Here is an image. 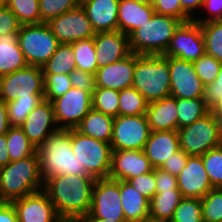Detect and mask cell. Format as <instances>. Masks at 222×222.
I'll list each match as a JSON object with an SVG mask.
<instances>
[{
	"instance_id": "5",
	"label": "cell",
	"mask_w": 222,
	"mask_h": 222,
	"mask_svg": "<svg viewBox=\"0 0 222 222\" xmlns=\"http://www.w3.org/2000/svg\"><path fill=\"white\" fill-rule=\"evenodd\" d=\"M181 23L182 21L175 17L155 13L149 21L129 36L131 52L162 55Z\"/></svg>"
},
{
	"instance_id": "40",
	"label": "cell",
	"mask_w": 222,
	"mask_h": 222,
	"mask_svg": "<svg viewBox=\"0 0 222 222\" xmlns=\"http://www.w3.org/2000/svg\"><path fill=\"white\" fill-rule=\"evenodd\" d=\"M213 188H222V145L201 155Z\"/></svg>"
},
{
	"instance_id": "24",
	"label": "cell",
	"mask_w": 222,
	"mask_h": 222,
	"mask_svg": "<svg viewBox=\"0 0 222 222\" xmlns=\"http://www.w3.org/2000/svg\"><path fill=\"white\" fill-rule=\"evenodd\" d=\"M178 108L176 98L165 97L148 104L145 113L151 131H168L178 129Z\"/></svg>"
},
{
	"instance_id": "49",
	"label": "cell",
	"mask_w": 222,
	"mask_h": 222,
	"mask_svg": "<svg viewBox=\"0 0 222 222\" xmlns=\"http://www.w3.org/2000/svg\"><path fill=\"white\" fill-rule=\"evenodd\" d=\"M222 96V66L215 80L204 87L203 99L211 108Z\"/></svg>"
},
{
	"instance_id": "60",
	"label": "cell",
	"mask_w": 222,
	"mask_h": 222,
	"mask_svg": "<svg viewBox=\"0 0 222 222\" xmlns=\"http://www.w3.org/2000/svg\"><path fill=\"white\" fill-rule=\"evenodd\" d=\"M142 222H165V221H159V220L148 218V219L143 220Z\"/></svg>"
},
{
	"instance_id": "34",
	"label": "cell",
	"mask_w": 222,
	"mask_h": 222,
	"mask_svg": "<svg viewBox=\"0 0 222 222\" xmlns=\"http://www.w3.org/2000/svg\"><path fill=\"white\" fill-rule=\"evenodd\" d=\"M149 102L132 86L119 93V115L136 116L145 114Z\"/></svg>"
},
{
	"instance_id": "33",
	"label": "cell",
	"mask_w": 222,
	"mask_h": 222,
	"mask_svg": "<svg viewBox=\"0 0 222 222\" xmlns=\"http://www.w3.org/2000/svg\"><path fill=\"white\" fill-rule=\"evenodd\" d=\"M76 69L96 74L97 60L93 37L71 43Z\"/></svg>"
},
{
	"instance_id": "21",
	"label": "cell",
	"mask_w": 222,
	"mask_h": 222,
	"mask_svg": "<svg viewBox=\"0 0 222 222\" xmlns=\"http://www.w3.org/2000/svg\"><path fill=\"white\" fill-rule=\"evenodd\" d=\"M136 54L131 53L126 58L98 68L96 71L97 88H108L121 91L132 87Z\"/></svg>"
},
{
	"instance_id": "62",
	"label": "cell",
	"mask_w": 222,
	"mask_h": 222,
	"mask_svg": "<svg viewBox=\"0 0 222 222\" xmlns=\"http://www.w3.org/2000/svg\"><path fill=\"white\" fill-rule=\"evenodd\" d=\"M6 201L3 199L2 195L0 194V207L5 203Z\"/></svg>"
},
{
	"instance_id": "31",
	"label": "cell",
	"mask_w": 222,
	"mask_h": 222,
	"mask_svg": "<svg viewBox=\"0 0 222 222\" xmlns=\"http://www.w3.org/2000/svg\"><path fill=\"white\" fill-rule=\"evenodd\" d=\"M178 108V129L193 124L210 112V107L203 98H176Z\"/></svg>"
},
{
	"instance_id": "39",
	"label": "cell",
	"mask_w": 222,
	"mask_h": 222,
	"mask_svg": "<svg viewBox=\"0 0 222 222\" xmlns=\"http://www.w3.org/2000/svg\"><path fill=\"white\" fill-rule=\"evenodd\" d=\"M170 222H203L201 199L183 197Z\"/></svg>"
},
{
	"instance_id": "10",
	"label": "cell",
	"mask_w": 222,
	"mask_h": 222,
	"mask_svg": "<svg viewBox=\"0 0 222 222\" xmlns=\"http://www.w3.org/2000/svg\"><path fill=\"white\" fill-rule=\"evenodd\" d=\"M151 130L145 114L114 117L112 150H143Z\"/></svg>"
},
{
	"instance_id": "9",
	"label": "cell",
	"mask_w": 222,
	"mask_h": 222,
	"mask_svg": "<svg viewBox=\"0 0 222 222\" xmlns=\"http://www.w3.org/2000/svg\"><path fill=\"white\" fill-rule=\"evenodd\" d=\"M44 84L42 68L28 65L0 76V100L8 103L20 97H44Z\"/></svg>"
},
{
	"instance_id": "17",
	"label": "cell",
	"mask_w": 222,
	"mask_h": 222,
	"mask_svg": "<svg viewBox=\"0 0 222 222\" xmlns=\"http://www.w3.org/2000/svg\"><path fill=\"white\" fill-rule=\"evenodd\" d=\"M56 125L53 105L51 101L44 99L19 127L30 142L38 148L54 131L59 129Z\"/></svg>"
},
{
	"instance_id": "59",
	"label": "cell",
	"mask_w": 222,
	"mask_h": 222,
	"mask_svg": "<svg viewBox=\"0 0 222 222\" xmlns=\"http://www.w3.org/2000/svg\"><path fill=\"white\" fill-rule=\"evenodd\" d=\"M135 1L141 4H145V5H150V6L153 5V0H135Z\"/></svg>"
},
{
	"instance_id": "52",
	"label": "cell",
	"mask_w": 222,
	"mask_h": 222,
	"mask_svg": "<svg viewBox=\"0 0 222 222\" xmlns=\"http://www.w3.org/2000/svg\"><path fill=\"white\" fill-rule=\"evenodd\" d=\"M206 11L209 12L211 16L206 18H193L197 23H205L208 21H218L222 20V0H204L203 6Z\"/></svg>"
},
{
	"instance_id": "3",
	"label": "cell",
	"mask_w": 222,
	"mask_h": 222,
	"mask_svg": "<svg viewBox=\"0 0 222 222\" xmlns=\"http://www.w3.org/2000/svg\"><path fill=\"white\" fill-rule=\"evenodd\" d=\"M38 153L0 167V194L6 202L42 190Z\"/></svg>"
},
{
	"instance_id": "20",
	"label": "cell",
	"mask_w": 222,
	"mask_h": 222,
	"mask_svg": "<svg viewBox=\"0 0 222 222\" xmlns=\"http://www.w3.org/2000/svg\"><path fill=\"white\" fill-rule=\"evenodd\" d=\"M154 170L143 150H112L111 170L108 178L125 180Z\"/></svg>"
},
{
	"instance_id": "54",
	"label": "cell",
	"mask_w": 222,
	"mask_h": 222,
	"mask_svg": "<svg viewBox=\"0 0 222 222\" xmlns=\"http://www.w3.org/2000/svg\"><path fill=\"white\" fill-rule=\"evenodd\" d=\"M10 127L6 103L0 100V135L6 134Z\"/></svg>"
},
{
	"instance_id": "38",
	"label": "cell",
	"mask_w": 222,
	"mask_h": 222,
	"mask_svg": "<svg viewBox=\"0 0 222 222\" xmlns=\"http://www.w3.org/2000/svg\"><path fill=\"white\" fill-rule=\"evenodd\" d=\"M120 91L108 88H96L92 93V108L113 117L119 115Z\"/></svg>"
},
{
	"instance_id": "1",
	"label": "cell",
	"mask_w": 222,
	"mask_h": 222,
	"mask_svg": "<svg viewBox=\"0 0 222 222\" xmlns=\"http://www.w3.org/2000/svg\"><path fill=\"white\" fill-rule=\"evenodd\" d=\"M96 178L91 175H56L44 182L43 190L65 221L77 222L89 213Z\"/></svg>"
},
{
	"instance_id": "25",
	"label": "cell",
	"mask_w": 222,
	"mask_h": 222,
	"mask_svg": "<svg viewBox=\"0 0 222 222\" xmlns=\"http://www.w3.org/2000/svg\"><path fill=\"white\" fill-rule=\"evenodd\" d=\"M155 14L153 6L135 0H119L118 30L130 36Z\"/></svg>"
},
{
	"instance_id": "45",
	"label": "cell",
	"mask_w": 222,
	"mask_h": 222,
	"mask_svg": "<svg viewBox=\"0 0 222 222\" xmlns=\"http://www.w3.org/2000/svg\"><path fill=\"white\" fill-rule=\"evenodd\" d=\"M155 13L180 19L182 22L192 18L182 9L180 0H153Z\"/></svg>"
},
{
	"instance_id": "27",
	"label": "cell",
	"mask_w": 222,
	"mask_h": 222,
	"mask_svg": "<svg viewBox=\"0 0 222 222\" xmlns=\"http://www.w3.org/2000/svg\"><path fill=\"white\" fill-rule=\"evenodd\" d=\"M28 66L18 42V33L0 35V76Z\"/></svg>"
},
{
	"instance_id": "7",
	"label": "cell",
	"mask_w": 222,
	"mask_h": 222,
	"mask_svg": "<svg viewBox=\"0 0 222 222\" xmlns=\"http://www.w3.org/2000/svg\"><path fill=\"white\" fill-rule=\"evenodd\" d=\"M71 145L75 158L94 178H108L111 170L112 147L110 143L82 135L71 129Z\"/></svg>"
},
{
	"instance_id": "55",
	"label": "cell",
	"mask_w": 222,
	"mask_h": 222,
	"mask_svg": "<svg viewBox=\"0 0 222 222\" xmlns=\"http://www.w3.org/2000/svg\"><path fill=\"white\" fill-rule=\"evenodd\" d=\"M10 162L6 134H2L0 135V167L6 166Z\"/></svg>"
},
{
	"instance_id": "19",
	"label": "cell",
	"mask_w": 222,
	"mask_h": 222,
	"mask_svg": "<svg viewBox=\"0 0 222 222\" xmlns=\"http://www.w3.org/2000/svg\"><path fill=\"white\" fill-rule=\"evenodd\" d=\"M93 39L97 69L120 61L132 53L129 36L119 30L96 32Z\"/></svg>"
},
{
	"instance_id": "56",
	"label": "cell",
	"mask_w": 222,
	"mask_h": 222,
	"mask_svg": "<svg viewBox=\"0 0 222 222\" xmlns=\"http://www.w3.org/2000/svg\"><path fill=\"white\" fill-rule=\"evenodd\" d=\"M204 0H180L182 9L193 19V12L198 7L202 8Z\"/></svg>"
},
{
	"instance_id": "36",
	"label": "cell",
	"mask_w": 222,
	"mask_h": 222,
	"mask_svg": "<svg viewBox=\"0 0 222 222\" xmlns=\"http://www.w3.org/2000/svg\"><path fill=\"white\" fill-rule=\"evenodd\" d=\"M43 100L44 97H20L6 103L10 126L19 127Z\"/></svg>"
},
{
	"instance_id": "4",
	"label": "cell",
	"mask_w": 222,
	"mask_h": 222,
	"mask_svg": "<svg viewBox=\"0 0 222 222\" xmlns=\"http://www.w3.org/2000/svg\"><path fill=\"white\" fill-rule=\"evenodd\" d=\"M168 56L136 54L132 86L150 103L171 96Z\"/></svg>"
},
{
	"instance_id": "43",
	"label": "cell",
	"mask_w": 222,
	"mask_h": 222,
	"mask_svg": "<svg viewBox=\"0 0 222 222\" xmlns=\"http://www.w3.org/2000/svg\"><path fill=\"white\" fill-rule=\"evenodd\" d=\"M44 75V99L52 101L64 95L72 83L67 74H43Z\"/></svg>"
},
{
	"instance_id": "46",
	"label": "cell",
	"mask_w": 222,
	"mask_h": 222,
	"mask_svg": "<svg viewBox=\"0 0 222 222\" xmlns=\"http://www.w3.org/2000/svg\"><path fill=\"white\" fill-rule=\"evenodd\" d=\"M127 181L149 201L156 194L155 169Z\"/></svg>"
},
{
	"instance_id": "58",
	"label": "cell",
	"mask_w": 222,
	"mask_h": 222,
	"mask_svg": "<svg viewBox=\"0 0 222 222\" xmlns=\"http://www.w3.org/2000/svg\"><path fill=\"white\" fill-rule=\"evenodd\" d=\"M210 111L222 122V96H221V98L210 108Z\"/></svg>"
},
{
	"instance_id": "30",
	"label": "cell",
	"mask_w": 222,
	"mask_h": 222,
	"mask_svg": "<svg viewBox=\"0 0 222 222\" xmlns=\"http://www.w3.org/2000/svg\"><path fill=\"white\" fill-rule=\"evenodd\" d=\"M74 51L71 44H59L55 53L41 67L43 74H67L76 69Z\"/></svg>"
},
{
	"instance_id": "26",
	"label": "cell",
	"mask_w": 222,
	"mask_h": 222,
	"mask_svg": "<svg viewBox=\"0 0 222 222\" xmlns=\"http://www.w3.org/2000/svg\"><path fill=\"white\" fill-rule=\"evenodd\" d=\"M120 200L127 222H142L149 218L150 201L128 181L120 180Z\"/></svg>"
},
{
	"instance_id": "14",
	"label": "cell",
	"mask_w": 222,
	"mask_h": 222,
	"mask_svg": "<svg viewBox=\"0 0 222 222\" xmlns=\"http://www.w3.org/2000/svg\"><path fill=\"white\" fill-rule=\"evenodd\" d=\"M46 24L61 44H71L94 37L96 34L81 5L49 20Z\"/></svg>"
},
{
	"instance_id": "41",
	"label": "cell",
	"mask_w": 222,
	"mask_h": 222,
	"mask_svg": "<svg viewBox=\"0 0 222 222\" xmlns=\"http://www.w3.org/2000/svg\"><path fill=\"white\" fill-rule=\"evenodd\" d=\"M203 222H222V188L211 189L201 198Z\"/></svg>"
},
{
	"instance_id": "37",
	"label": "cell",
	"mask_w": 222,
	"mask_h": 222,
	"mask_svg": "<svg viewBox=\"0 0 222 222\" xmlns=\"http://www.w3.org/2000/svg\"><path fill=\"white\" fill-rule=\"evenodd\" d=\"M7 7L21 25L41 24L39 0H10Z\"/></svg>"
},
{
	"instance_id": "61",
	"label": "cell",
	"mask_w": 222,
	"mask_h": 222,
	"mask_svg": "<svg viewBox=\"0 0 222 222\" xmlns=\"http://www.w3.org/2000/svg\"><path fill=\"white\" fill-rule=\"evenodd\" d=\"M10 0H0V6H7Z\"/></svg>"
},
{
	"instance_id": "18",
	"label": "cell",
	"mask_w": 222,
	"mask_h": 222,
	"mask_svg": "<svg viewBox=\"0 0 222 222\" xmlns=\"http://www.w3.org/2000/svg\"><path fill=\"white\" fill-rule=\"evenodd\" d=\"M178 189L182 197H204L213 189L201 156L189 155L186 166L177 176Z\"/></svg>"
},
{
	"instance_id": "2",
	"label": "cell",
	"mask_w": 222,
	"mask_h": 222,
	"mask_svg": "<svg viewBox=\"0 0 222 222\" xmlns=\"http://www.w3.org/2000/svg\"><path fill=\"white\" fill-rule=\"evenodd\" d=\"M40 173L45 182L56 175H90L75 158L71 145V129L59 128L37 148Z\"/></svg>"
},
{
	"instance_id": "13",
	"label": "cell",
	"mask_w": 222,
	"mask_h": 222,
	"mask_svg": "<svg viewBox=\"0 0 222 222\" xmlns=\"http://www.w3.org/2000/svg\"><path fill=\"white\" fill-rule=\"evenodd\" d=\"M84 216L107 220H125L120 200V180L97 179L92 191L89 213Z\"/></svg>"
},
{
	"instance_id": "51",
	"label": "cell",
	"mask_w": 222,
	"mask_h": 222,
	"mask_svg": "<svg viewBox=\"0 0 222 222\" xmlns=\"http://www.w3.org/2000/svg\"><path fill=\"white\" fill-rule=\"evenodd\" d=\"M156 192L178 189L177 177L162 168H155Z\"/></svg>"
},
{
	"instance_id": "11",
	"label": "cell",
	"mask_w": 222,
	"mask_h": 222,
	"mask_svg": "<svg viewBox=\"0 0 222 222\" xmlns=\"http://www.w3.org/2000/svg\"><path fill=\"white\" fill-rule=\"evenodd\" d=\"M92 93L72 87L64 95L52 100L57 126L75 129L92 109Z\"/></svg>"
},
{
	"instance_id": "50",
	"label": "cell",
	"mask_w": 222,
	"mask_h": 222,
	"mask_svg": "<svg viewBox=\"0 0 222 222\" xmlns=\"http://www.w3.org/2000/svg\"><path fill=\"white\" fill-rule=\"evenodd\" d=\"M188 156L189 155L180 149L171 154V157L167 159L160 168L177 177L180 171L186 166Z\"/></svg>"
},
{
	"instance_id": "16",
	"label": "cell",
	"mask_w": 222,
	"mask_h": 222,
	"mask_svg": "<svg viewBox=\"0 0 222 222\" xmlns=\"http://www.w3.org/2000/svg\"><path fill=\"white\" fill-rule=\"evenodd\" d=\"M19 222H61L46 192L42 189L11 202Z\"/></svg>"
},
{
	"instance_id": "57",
	"label": "cell",
	"mask_w": 222,
	"mask_h": 222,
	"mask_svg": "<svg viewBox=\"0 0 222 222\" xmlns=\"http://www.w3.org/2000/svg\"><path fill=\"white\" fill-rule=\"evenodd\" d=\"M77 222H127L126 220H107L94 216H83Z\"/></svg>"
},
{
	"instance_id": "6",
	"label": "cell",
	"mask_w": 222,
	"mask_h": 222,
	"mask_svg": "<svg viewBox=\"0 0 222 222\" xmlns=\"http://www.w3.org/2000/svg\"><path fill=\"white\" fill-rule=\"evenodd\" d=\"M177 132L180 149L187 155L201 156L222 145V122L211 111Z\"/></svg>"
},
{
	"instance_id": "15",
	"label": "cell",
	"mask_w": 222,
	"mask_h": 222,
	"mask_svg": "<svg viewBox=\"0 0 222 222\" xmlns=\"http://www.w3.org/2000/svg\"><path fill=\"white\" fill-rule=\"evenodd\" d=\"M170 93L175 98H202L205 84L197 76L193 62L168 57Z\"/></svg>"
},
{
	"instance_id": "35",
	"label": "cell",
	"mask_w": 222,
	"mask_h": 222,
	"mask_svg": "<svg viewBox=\"0 0 222 222\" xmlns=\"http://www.w3.org/2000/svg\"><path fill=\"white\" fill-rule=\"evenodd\" d=\"M206 54L222 62V20L201 23Z\"/></svg>"
},
{
	"instance_id": "23",
	"label": "cell",
	"mask_w": 222,
	"mask_h": 222,
	"mask_svg": "<svg viewBox=\"0 0 222 222\" xmlns=\"http://www.w3.org/2000/svg\"><path fill=\"white\" fill-rule=\"evenodd\" d=\"M178 150L180 144L177 130L151 131L143 149L154 169L160 168Z\"/></svg>"
},
{
	"instance_id": "47",
	"label": "cell",
	"mask_w": 222,
	"mask_h": 222,
	"mask_svg": "<svg viewBox=\"0 0 222 222\" xmlns=\"http://www.w3.org/2000/svg\"><path fill=\"white\" fill-rule=\"evenodd\" d=\"M72 87L84 91H94L96 86V75L79 69H74L69 74Z\"/></svg>"
},
{
	"instance_id": "28",
	"label": "cell",
	"mask_w": 222,
	"mask_h": 222,
	"mask_svg": "<svg viewBox=\"0 0 222 222\" xmlns=\"http://www.w3.org/2000/svg\"><path fill=\"white\" fill-rule=\"evenodd\" d=\"M113 123V116L103 114L92 108L75 129L82 135L110 143Z\"/></svg>"
},
{
	"instance_id": "48",
	"label": "cell",
	"mask_w": 222,
	"mask_h": 222,
	"mask_svg": "<svg viewBox=\"0 0 222 222\" xmlns=\"http://www.w3.org/2000/svg\"><path fill=\"white\" fill-rule=\"evenodd\" d=\"M21 24L7 6H0V35L18 33Z\"/></svg>"
},
{
	"instance_id": "44",
	"label": "cell",
	"mask_w": 222,
	"mask_h": 222,
	"mask_svg": "<svg viewBox=\"0 0 222 222\" xmlns=\"http://www.w3.org/2000/svg\"><path fill=\"white\" fill-rule=\"evenodd\" d=\"M193 65L197 76L207 85L218 76L222 62L205 53L198 60H195Z\"/></svg>"
},
{
	"instance_id": "53",
	"label": "cell",
	"mask_w": 222,
	"mask_h": 222,
	"mask_svg": "<svg viewBox=\"0 0 222 222\" xmlns=\"http://www.w3.org/2000/svg\"><path fill=\"white\" fill-rule=\"evenodd\" d=\"M0 222H19L16 210L11 202H5L0 207Z\"/></svg>"
},
{
	"instance_id": "22",
	"label": "cell",
	"mask_w": 222,
	"mask_h": 222,
	"mask_svg": "<svg viewBox=\"0 0 222 222\" xmlns=\"http://www.w3.org/2000/svg\"><path fill=\"white\" fill-rule=\"evenodd\" d=\"M95 32L118 30L119 0H81Z\"/></svg>"
},
{
	"instance_id": "32",
	"label": "cell",
	"mask_w": 222,
	"mask_h": 222,
	"mask_svg": "<svg viewBox=\"0 0 222 222\" xmlns=\"http://www.w3.org/2000/svg\"><path fill=\"white\" fill-rule=\"evenodd\" d=\"M6 142L11 162L34 155L37 148L30 142L20 127L11 126L6 133Z\"/></svg>"
},
{
	"instance_id": "12",
	"label": "cell",
	"mask_w": 222,
	"mask_h": 222,
	"mask_svg": "<svg viewBox=\"0 0 222 222\" xmlns=\"http://www.w3.org/2000/svg\"><path fill=\"white\" fill-rule=\"evenodd\" d=\"M205 53V41L201 25L192 19L179 25L162 56L177 57L188 62H194Z\"/></svg>"
},
{
	"instance_id": "29",
	"label": "cell",
	"mask_w": 222,
	"mask_h": 222,
	"mask_svg": "<svg viewBox=\"0 0 222 222\" xmlns=\"http://www.w3.org/2000/svg\"><path fill=\"white\" fill-rule=\"evenodd\" d=\"M182 198L179 189L156 192L149 203V218L170 222Z\"/></svg>"
},
{
	"instance_id": "8",
	"label": "cell",
	"mask_w": 222,
	"mask_h": 222,
	"mask_svg": "<svg viewBox=\"0 0 222 222\" xmlns=\"http://www.w3.org/2000/svg\"><path fill=\"white\" fill-rule=\"evenodd\" d=\"M18 42L28 65L42 67L59 46L46 23L21 25Z\"/></svg>"
},
{
	"instance_id": "42",
	"label": "cell",
	"mask_w": 222,
	"mask_h": 222,
	"mask_svg": "<svg viewBox=\"0 0 222 222\" xmlns=\"http://www.w3.org/2000/svg\"><path fill=\"white\" fill-rule=\"evenodd\" d=\"M81 0H39L42 23L60 16L80 6Z\"/></svg>"
}]
</instances>
